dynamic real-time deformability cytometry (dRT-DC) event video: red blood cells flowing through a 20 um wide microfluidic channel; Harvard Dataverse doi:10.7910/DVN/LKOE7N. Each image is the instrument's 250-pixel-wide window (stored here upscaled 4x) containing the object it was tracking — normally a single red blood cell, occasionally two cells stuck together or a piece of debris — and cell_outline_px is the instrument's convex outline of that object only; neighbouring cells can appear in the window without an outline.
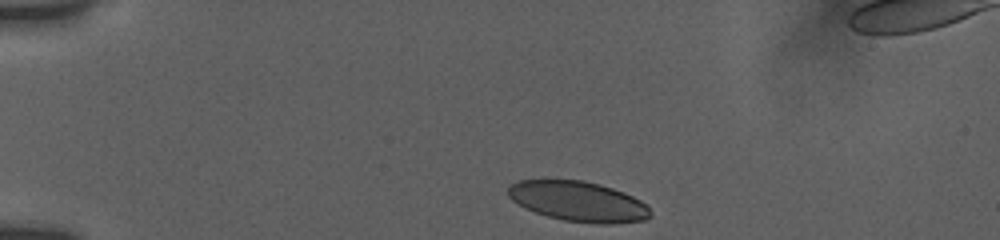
{"species": "human", "species_latin": "Homo sapiens", "temperature_condition": "room temperature", "stored_images_in_passage": 8, "camera_frame_rate_fps": 3000, "um_per_image_px": 0.085, "donor": {"sex": "female"}, "frame": {"image": 1, "passage_image": 1, "time_ms": 0.0, "image_size_px": [1000, 240], "cell_outline_px": [[652, 216], [644, 220], [612, 224], [600, 224], [564, 220], [548, 216], [524, 208], [512, 200], [508, 196], [508, 188], [512, 184], [520, 180], [544, 176], [584, 180], [600, 184], [624, 192], [648, 204], [652, 212]], "centroid_in_image_um": [49.13, 17.07], "position_along_channel_um": 35.9, "area_um2": 34.28}}
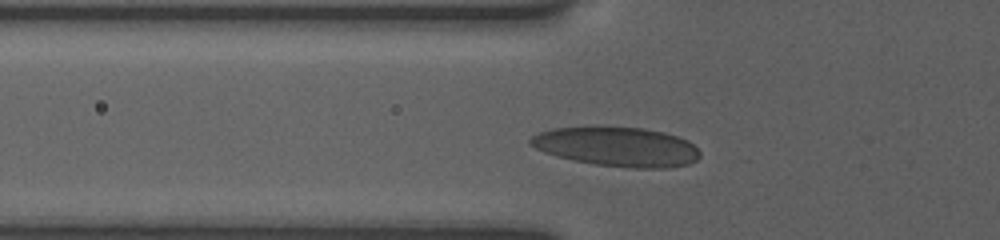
{"frame": {"image": 2, "passage_image": 7, "time_ms": 2.667, "image_size_px": [1000, 240], "cell_outline_px": [[700, 156], [696, 160], [688, 164], [668, 168], [632, 168], [596, 164], [556, 156], [544, 152], [528, 144], [528, 140], [532, 136], [540, 132], [552, 128], [644, 128], [664, 132], [688, 140], [700, 152]], "centroid_in_image_um": [52.46, 12.49], "position_along_channel_um": 73.3, "area_um2": 38.38}}